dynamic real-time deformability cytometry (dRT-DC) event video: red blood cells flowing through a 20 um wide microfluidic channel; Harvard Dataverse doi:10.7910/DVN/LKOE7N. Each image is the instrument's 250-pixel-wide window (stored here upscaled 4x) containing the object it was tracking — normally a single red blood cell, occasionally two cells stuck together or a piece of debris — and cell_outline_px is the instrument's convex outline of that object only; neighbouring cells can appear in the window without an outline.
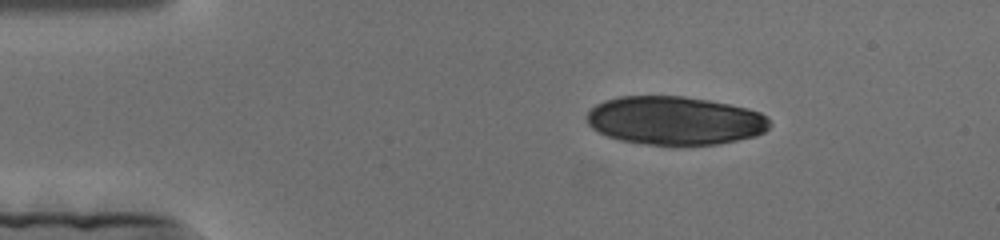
{"species": "human", "species_latin": "Homo sapiens", "temperature_condition": "cold", "stored_images_in_passage": 39, "camera_frame_rate_fps": 3000, "um_per_image_px": 0.085, "donor": {"sex": "female"}, "frame": {"image": 1, "passage_image": 1, "time_ms": 0.0, "image_size_px": [1000, 240], "cell_outline_px": [[772, 124], [764, 132], [756, 136], [720, 144], [680, 148], [672, 148], [620, 140], [596, 132], [588, 124], [588, 112], [596, 104], [604, 100], [620, 96], [684, 96], [708, 100], [748, 108], [760, 112], [768, 116]], "centroid_in_image_um": [57.4, 10.29], "position_along_channel_um": 27.6, "area_um2": 52.89}}